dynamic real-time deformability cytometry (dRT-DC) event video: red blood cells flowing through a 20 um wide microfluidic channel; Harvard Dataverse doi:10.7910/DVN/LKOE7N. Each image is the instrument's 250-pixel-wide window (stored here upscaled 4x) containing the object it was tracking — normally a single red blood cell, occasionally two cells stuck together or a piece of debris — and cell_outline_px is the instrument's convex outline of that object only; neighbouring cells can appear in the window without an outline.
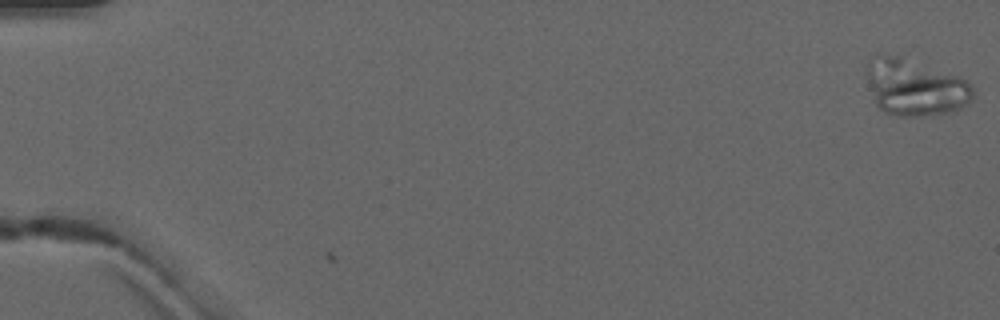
{"species": "common noctule bat (a hibernating species)", "species_latin": "Nyctalus noctula", "temperature_condition": "warm", "stored_images_in_passage": 2, "camera_frame_rate_fps": 3000, "um_per_image_px": 0.085, "animal": {"sex": "male", "forearm_length_mm": 52.5}, "frame": {"image": 1, "passage_image": 1, "time_ms": 0.0, "image_size_px": [1000, 320], "cell_outline_px": [[976, 92], [972, 100], [968, 104], [956, 112], [924, 116], [900, 116], [884, 112], [876, 104], [868, 80], [868, 64], [880, 52], [900, 56], [960, 76], [972, 84]], "centroid_in_image_um": [77.86, 7.44], "position_along_channel_um": 7.1, "area_um2": 35.37}}